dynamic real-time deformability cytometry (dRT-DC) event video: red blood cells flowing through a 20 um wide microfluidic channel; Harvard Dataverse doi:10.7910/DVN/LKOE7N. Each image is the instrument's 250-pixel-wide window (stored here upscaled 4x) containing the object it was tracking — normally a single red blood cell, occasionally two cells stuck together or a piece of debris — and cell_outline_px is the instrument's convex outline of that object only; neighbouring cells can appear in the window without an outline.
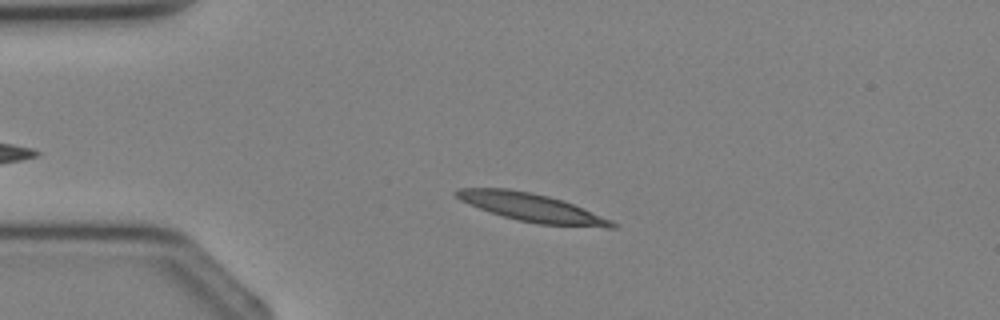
{"species": "Egyptian fruit bat (a non-hibernating species)", "species_latin": "Rousettus aegyptiacus", "temperature_condition": "cold", "stored_images_in_passage": 3, "camera_frame_rate_fps": 3000, "um_per_image_px": 0.085, "animal": {"sex": "female"}, "frame": {"image": 1, "passage_image": 2, "time_ms": 1.333, "image_size_px": [1000, 320], "cell_outline_px": [[616, 228], [604, 228], [540, 224], [516, 220], [480, 208], [460, 200], [452, 192], [456, 188], [508, 188], [532, 192], [564, 200], [612, 220], [616, 224]], "centroid_in_image_um": [45.22, 17.64], "position_along_channel_um": 39.8, "area_um2": 25.61}}